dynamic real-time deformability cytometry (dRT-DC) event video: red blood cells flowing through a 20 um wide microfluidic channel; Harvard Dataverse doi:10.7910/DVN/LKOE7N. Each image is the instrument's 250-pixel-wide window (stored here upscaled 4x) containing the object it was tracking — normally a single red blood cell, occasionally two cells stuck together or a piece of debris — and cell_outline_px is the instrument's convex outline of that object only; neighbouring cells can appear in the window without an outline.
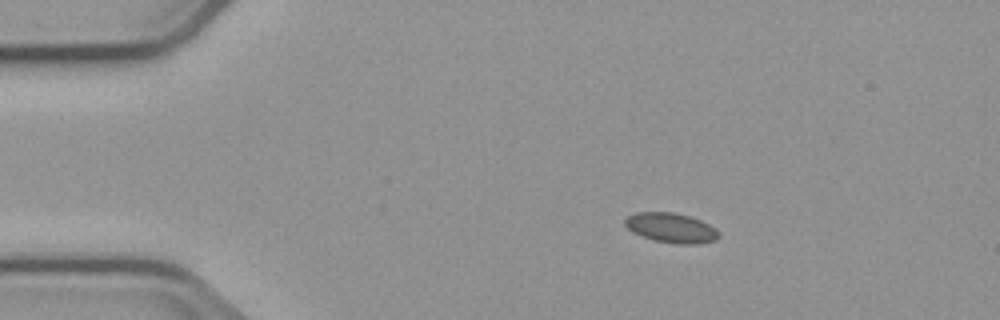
{"species": "common noctule bat (a hibernating species)", "species_latin": "Nyctalus noctula", "temperature_condition": "cold", "stored_images_in_passage": 11, "camera_frame_rate_fps": 3000, "um_per_image_px": 0.085, "animal": {"sex": "male", "body_mass_g": 23.1, "forearm_length_mm": 52.7}, "frame": {"image": 1, "passage_image": 3, "time_ms": 3.0, "image_size_px": [1000, 320], "cell_outline_px": [[720, 236], [716, 240], [700, 244], [676, 244], [656, 240], [640, 236], [632, 232], [624, 224], [624, 220], [628, 216], [636, 212], [672, 212], [688, 216], [700, 220], [716, 228], [720, 232]], "centroid_in_image_um": [57.06, 19.37], "position_along_channel_um": 27.9, "area_um2": 16.36}}
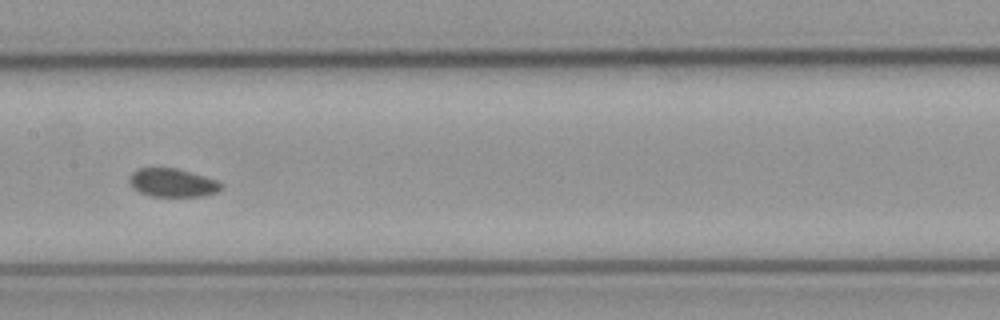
{"frame": {"image": 2, "passage_image": 8, "time_ms": 9.0, "image_size_px": [1000, 320], "cell_outline_px": [[220, 188], [216, 192], [204, 196], [152, 196], [140, 192], [132, 188], [128, 184], [128, 176], [136, 168], [176, 168], [216, 180], [220, 184]], "centroid_in_image_um": [14.56, 15.53], "position_along_channel_um": 192.8, "area_um2": 15.09}}
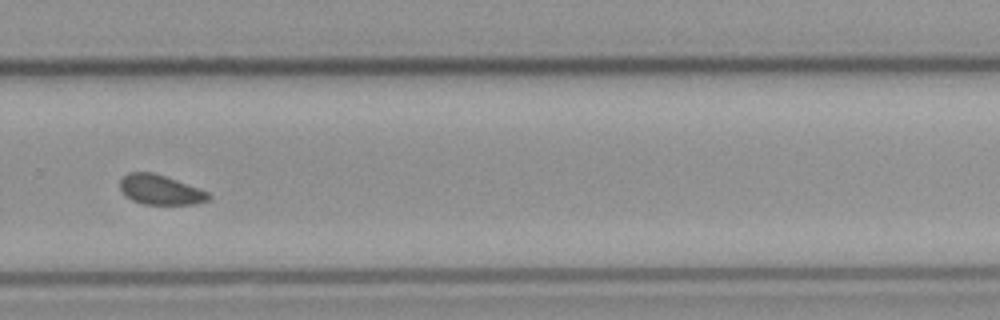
{"frame": {"image": 3, "passage_image": 11, "time_ms": 12.333, "image_size_px": [1000, 320], "cell_outline_px": [[212, 196], [208, 200], [196, 204], [144, 204], [132, 200], [124, 196], [120, 192], [120, 180], [128, 172], [152, 172], [176, 180], [208, 192]], "centroid_in_image_um": [13.59, 16.14], "position_along_channel_um": 316.2, "area_um2": 15.32}}